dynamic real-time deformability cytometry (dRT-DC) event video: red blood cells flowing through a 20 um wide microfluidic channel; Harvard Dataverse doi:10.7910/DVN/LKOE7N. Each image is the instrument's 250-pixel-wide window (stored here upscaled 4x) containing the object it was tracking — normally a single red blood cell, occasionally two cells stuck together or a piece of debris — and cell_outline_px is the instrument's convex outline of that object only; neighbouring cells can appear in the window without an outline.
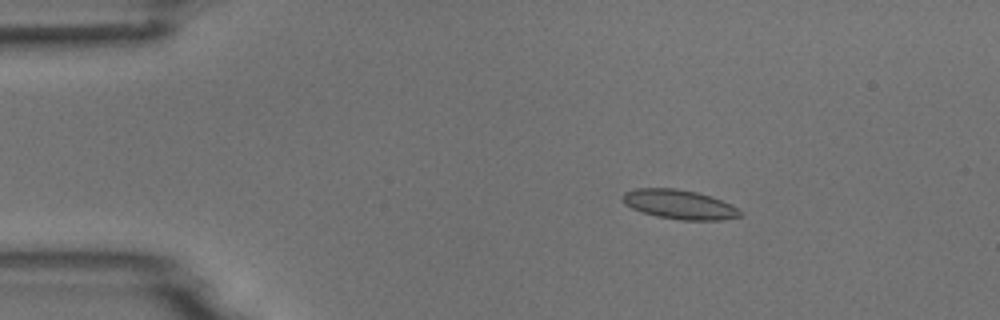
{"species": "common noctule bat (a hibernating species)", "species_latin": "Nyctalus noctula", "temperature_condition": "room temperature", "stored_images_in_passage": 4, "camera_frame_rate_fps": 3000, "um_per_image_px": 0.085, "animal": {"sex": "male", "body_mass_g": 18.8}, "frame": {"image": 1, "passage_image": 2, "time_ms": 1.333, "image_size_px": [1000, 320], "cell_outline_px": [[744, 216], [724, 220], [680, 220], [656, 216], [632, 208], [624, 204], [620, 196], [624, 192], [636, 188], [676, 188], [696, 192], [712, 196], [732, 204], [744, 212]], "centroid_in_image_um": [57.79, 17.38], "position_along_channel_um": 27.2, "area_um2": 20.46}}
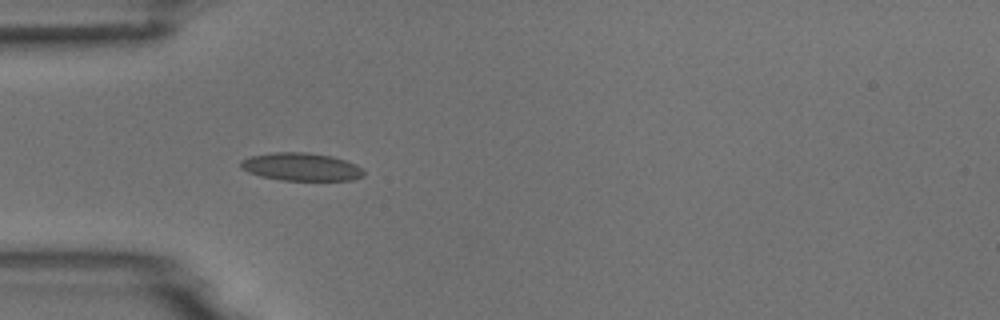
{"frame": {"image": 2, "passage_image": 4, "time_ms": 3.667, "image_size_px": [1000, 320], "cell_outline_px": [[364, 176], [352, 180], [280, 180], [260, 176], [248, 172], [240, 168], [240, 160], [252, 156], [272, 152], [308, 152], [332, 156], [356, 164], [364, 168]], "centroid_in_image_um": [25.61, 14.18], "position_along_channel_um": 59.4, "area_um2": 20.17}}